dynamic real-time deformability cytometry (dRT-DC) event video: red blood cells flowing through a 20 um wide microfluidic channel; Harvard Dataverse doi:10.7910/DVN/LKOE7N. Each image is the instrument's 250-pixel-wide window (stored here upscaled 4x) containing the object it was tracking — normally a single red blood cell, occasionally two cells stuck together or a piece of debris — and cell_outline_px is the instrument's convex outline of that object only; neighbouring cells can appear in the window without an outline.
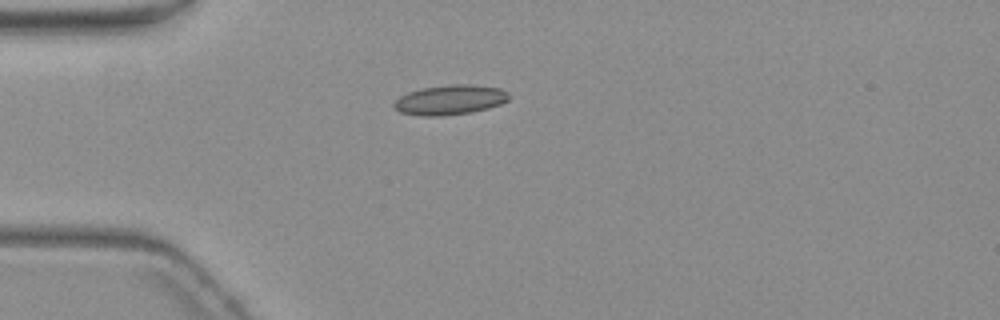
{"species": "common noctule bat (a hibernating species)", "species_latin": "Nyctalus noctula", "temperature_condition": "warm", "stored_images_in_passage": 3, "camera_frame_rate_fps": 3000, "um_per_image_px": 0.085, "animal": {"sex": "female", "body_mass_g": 19.3, "forearm_length_mm": 54.1}, "frame": {"image": 1, "passage_image": 1, "time_ms": 0.0, "image_size_px": [1000, 320], "cell_outline_px": [[508, 100], [500, 104], [488, 108], [472, 112], [440, 116], [420, 116], [400, 112], [392, 104], [400, 96], [408, 92], [420, 88], [452, 84], [472, 84], [500, 88], [508, 92]], "centroid_in_image_um": [38.24, 8.48], "position_along_channel_um": 46.8, "area_um2": 20.0}}
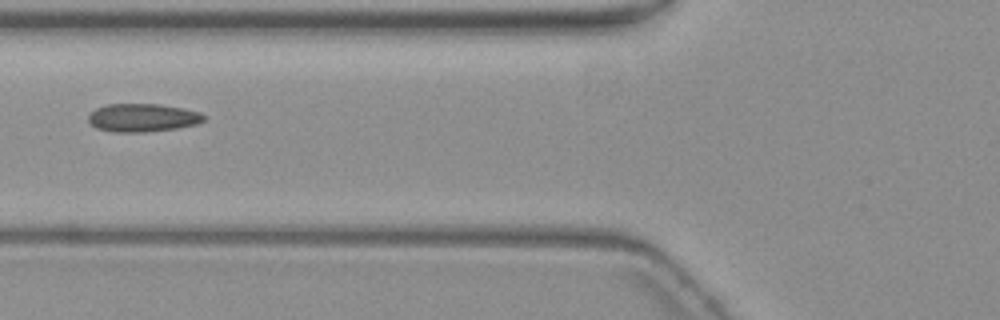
{"frame": {"image": 2, "passage_image": 3, "time_ms": 2.333, "image_size_px": [1000, 320], "cell_outline_px": [[204, 120], [196, 124], [176, 128], [144, 132], [112, 132], [96, 128], [88, 120], [88, 112], [96, 108], [108, 104], [160, 104], [184, 108], [200, 112], [204, 116]], "centroid_in_image_um": [12.09, 10.0], "position_along_channel_um": 113.7, "area_um2": 19.02}}